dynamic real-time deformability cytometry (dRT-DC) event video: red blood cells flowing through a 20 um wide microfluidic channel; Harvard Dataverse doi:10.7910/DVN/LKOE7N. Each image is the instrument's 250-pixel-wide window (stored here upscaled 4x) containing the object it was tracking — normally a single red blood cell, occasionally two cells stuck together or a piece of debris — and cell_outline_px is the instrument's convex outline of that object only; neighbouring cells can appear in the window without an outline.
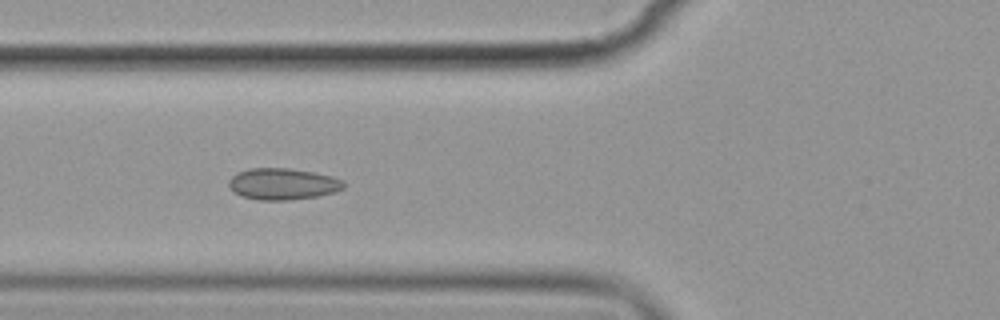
{"species": "common noctule bat (a hibernating species)", "species_latin": "Nyctalus noctula", "temperature_condition": "cold", "stored_images_in_passage": 10, "camera_frame_rate_fps": 3000, "um_per_image_px": 0.085, "animal": {"sex": "female", "body_mass_g": 19.9}, "frame": {"image": 1, "passage_image": 5, "time_ms": 4.667, "image_size_px": [1000, 320], "cell_outline_px": [[348, 184], [344, 188], [336, 192], [320, 196], [288, 200], [260, 200], [240, 196], [228, 184], [228, 180], [236, 172], [248, 168], [288, 168], [312, 172], [332, 176], [344, 180]], "centroid_in_image_um": [24.08, 15.63], "position_along_channel_um": 101.7, "area_um2": 21.33}}
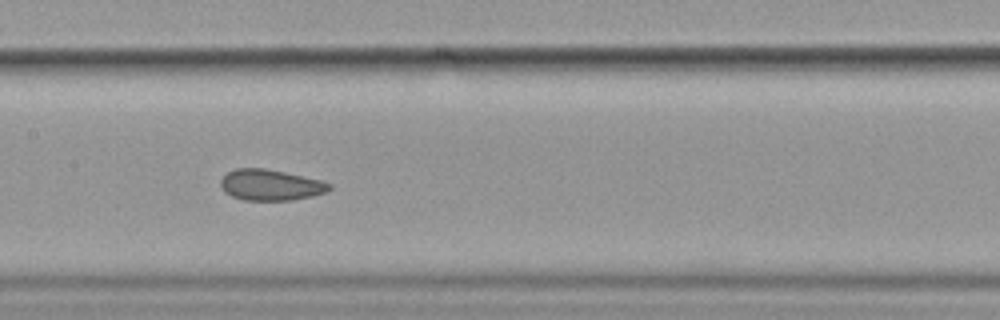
{"frame": {"image": 2, "passage_image": 7, "time_ms": 7.0, "image_size_px": [1000, 320], "cell_outline_px": [[332, 188], [328, 192], [312, 196], [292, 200], [244, 200], [232, 196], [224, 192], [220, 188], [220, 180], [228, 172], [236, 168], [264, 168], [284, 172], [320, 180], [332, 184]], "centroid_in_image_um": [22.99, 15.73], "position_along_channel_um": 184.4, "area_um2": 19.65}}
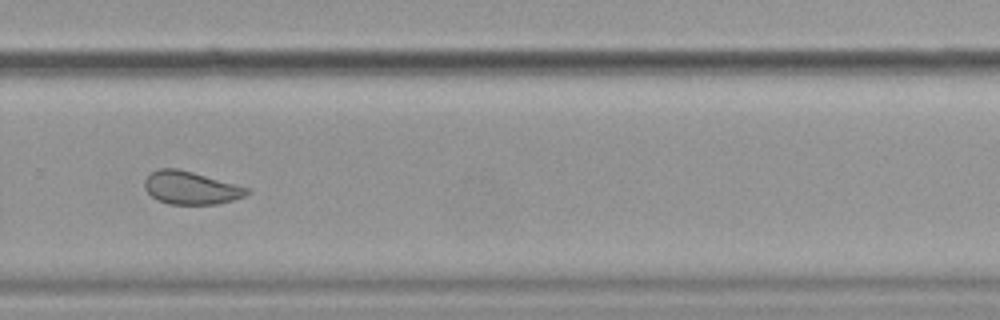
{"frame": {"image": 3, "passage_image": 10, "time_ms": 10.667, "image_size_px": [1000, 320], "cell_outline_px": [[248, 192], [244, 196], [220, 204], [168, 204], [156, 200], [144, 188], [144, 180], [152, 172], [160, 168], [176, 168], [192, 172], [248, 188]], "centroid_in_image_um": [16.17, 15.98], "position_along_channel_um": 313.6, "area_um2": 19.36}}